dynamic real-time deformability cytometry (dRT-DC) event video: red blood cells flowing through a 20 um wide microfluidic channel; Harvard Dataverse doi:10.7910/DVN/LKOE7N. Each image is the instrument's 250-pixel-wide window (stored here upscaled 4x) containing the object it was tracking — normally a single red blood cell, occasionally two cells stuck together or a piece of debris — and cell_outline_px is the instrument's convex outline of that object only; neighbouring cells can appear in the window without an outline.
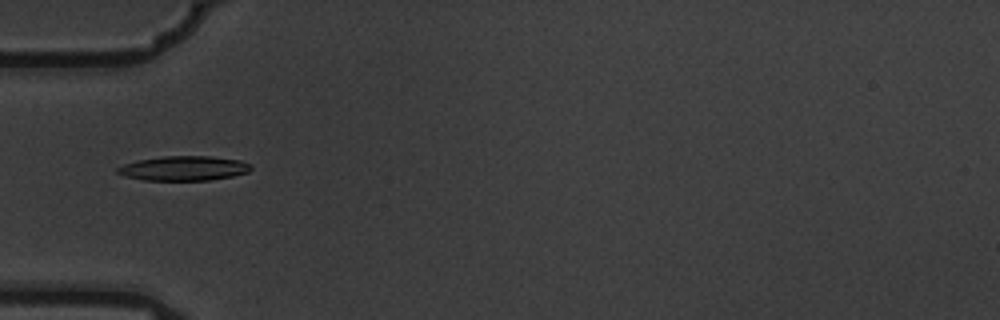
{"species": "common noctule bat (a hibernating species)", "species_latin": "Nyctalus noctula", "temperature_condition": "warm", "stored_images_in_passage": 3, "camera_frame_rate_fps": 3000, "um_per_image_px": 0.085, "animal": {"sex": "male", "body_mass_g": 19.5, "forearm_length_mm": 54.6}, "frame": {"image": 1, "passage_image": 1, "time_ms": 0.0, "image_size_px": [1000, 320], "cell_outline_px": [[252, 168], [248, 172], [232, 176], [208, 180], [144, 180], [124, 176], [116, 172], [116, 168], [124, 164], [136, 160], [164, 156], [212, 156], [240, 160], [252, 164]], "centroid_in_image_um": [15.62, 14.3], "position_along_channel_um": 69.4, "area_um2": 19.19}}
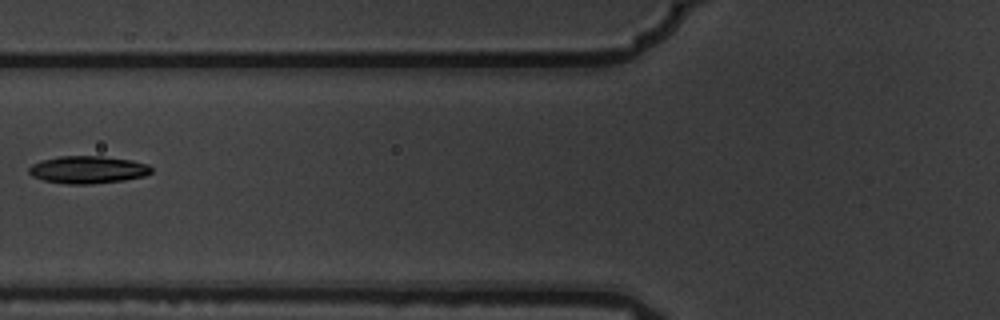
{"frame": {"image": 2, "passage_image": 2, "time_ms": 0.333, "image_size_px": [1000, 320], "cell_outline_px": [[152, 172], [144, 176], [124, 180], [92, 184], [68, 184], [44, 180], [32, 176], [28, 172], [28, 168], [32, 164], [40, 160], [60, 156], [104, 156], [132, 160], [148, 164], [152, 168]], "centroid_in_image_um": [7.47, 14.42], "position_along_channel_um": 118.3, "area_um2": 19.71}}
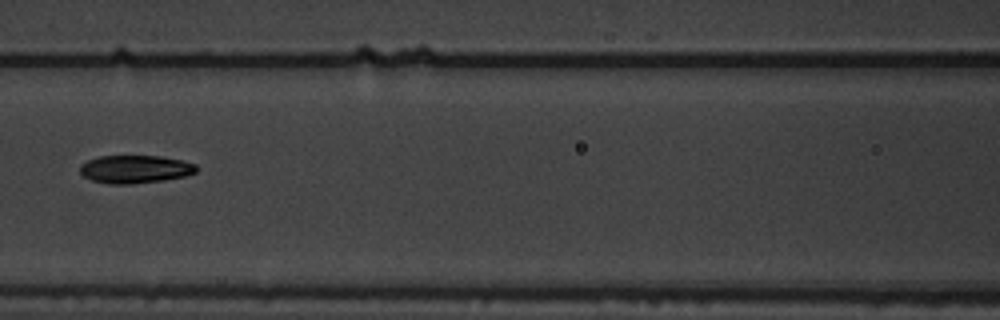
{"frame": {"image": 3, "passage_image": 3, "time_ms": 0.667, "image_size_px": [1000, 320], "cell_outline_px": [[196, 172], [184, 176], [164, 180], [132, 184], [108, 184], [92, 180], [84, 176], [80, 172], [80, 164], [88, 160], [100, 156], [160, 156], [180, 160], [196, 164]], "centroid_in_image_um": [11.46, 14.38], "position_along_channel_um": 155.1, "area_um2": 18.9}}